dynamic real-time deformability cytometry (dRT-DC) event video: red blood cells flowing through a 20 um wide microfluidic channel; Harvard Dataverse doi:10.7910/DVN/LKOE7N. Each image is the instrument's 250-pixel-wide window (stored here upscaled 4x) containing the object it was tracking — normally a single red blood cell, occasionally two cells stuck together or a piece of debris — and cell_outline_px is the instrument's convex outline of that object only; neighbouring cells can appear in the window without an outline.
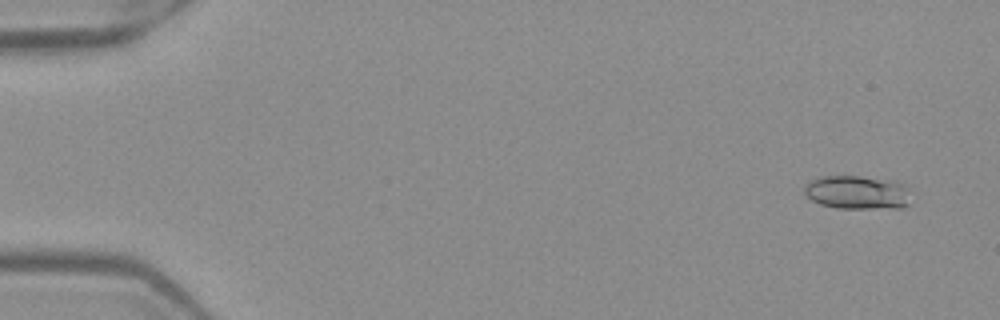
{"species": "Egyptian fruit bat (a non-hibernating species)", "species_latin": "Rousettus aegyptiacus", "temperature_condition": "warm", "stored_images_in_passage": 50, "camera_frame_rate_fps": 3000, "um_per_image_px": 0.085, "frame": {"image": 1, "passage_image": 2, "time_ms": 0.333, "image_size_px": [1000, 320], "cell_outline_px": [[912, 204], [904, 208], [836, 208], [820, 204], [812, 200], [804, 192], [804, 184], [820, 176], [860, 176], [892, 180], [904, 184], [908, 188]], "centroid_in_image_um": [72.92, 16.36], "position_along_channel_um": 12.1, "area_um2": 21.27}}
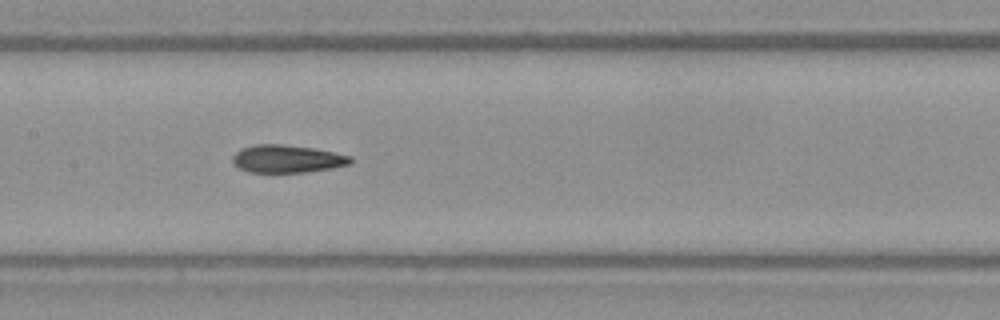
{"frame": {"image": 2, "passage_image": 25, "time_ms": 8.0, "image_size_px": [1000, 320], "cell_outline_px": [[352, 164], [332, 168], [304, 172], [248, 172], [232, 164], [232, 156], [240, 148], [256, 144], [280, 144], [316, 148], [352, 156]], "centroid_in_image_um": [24.4, 13.49], "position_along_channel_um": 183.0, "area_um2": 19.25}}
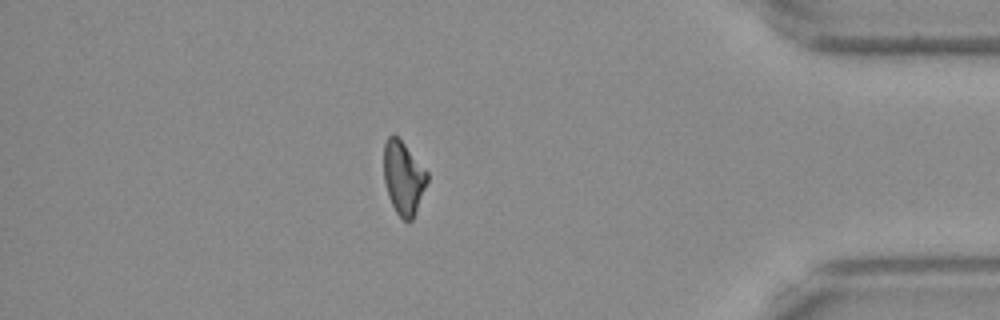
{"frame": {"image": 3, "passage_image": 44, "time_ms": 14.333, "image_size_px": [1000, 320], "cell_outline_px": [[428, 180], [412, 220], [408, 224], [396, 212], [388, 196], [384, 180], [384, 144], [388, 136], [396, 136], [404, 144], [428, 172]], "centroid_in_image_um": [34.28, 15.14], "position_along_channel_um": 400.9, "area_um2": 18.26}, "authors_computed_cell_mechanics": {"area_um2": 19.3341, "velocity_mm_per_s": 4.0032, "shape_relaxation_time_tau1_ms": null, "shape_relaxation_time_tau2_ms": 3.2707, "deformation_change_tau1": null, "deformation_change_tau2": 0.095}}